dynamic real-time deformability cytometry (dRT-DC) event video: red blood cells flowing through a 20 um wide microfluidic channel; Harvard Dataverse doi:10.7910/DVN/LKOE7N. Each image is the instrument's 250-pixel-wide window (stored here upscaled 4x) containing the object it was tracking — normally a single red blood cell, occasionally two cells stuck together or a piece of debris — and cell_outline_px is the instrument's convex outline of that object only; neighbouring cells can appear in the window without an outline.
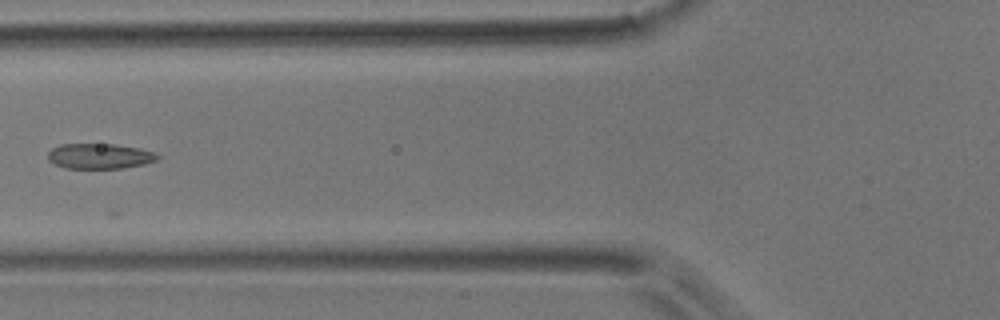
{"species": "common noctule bat (a hibernating species)", "species_latin": "Nyctalus noctula", "temperature_condition": "room temperature", "stored_images_in_passage": 7, "camera_frame_rate_fps": 3000, "um_per_image_px": 0.085, "animal": {"sex": "male", "body_mass_g": 17.9}, "frame": {"image": 1, "passage_image": 6, "time_ms": 6.0, "image_size_px": [1000, 320], "cell_outline_px": [[160, 156], [156, 160], [144, 164], [120, 168], [64, 168], [48, 160], [48, 152], [52, 148], [60, 144], [116, 144], [140, 148], [156, 152]], "centroid_in_image_um": [8.48, 13.26], "position_along_channel_um": 117.3, "area_um2": 16.18}}